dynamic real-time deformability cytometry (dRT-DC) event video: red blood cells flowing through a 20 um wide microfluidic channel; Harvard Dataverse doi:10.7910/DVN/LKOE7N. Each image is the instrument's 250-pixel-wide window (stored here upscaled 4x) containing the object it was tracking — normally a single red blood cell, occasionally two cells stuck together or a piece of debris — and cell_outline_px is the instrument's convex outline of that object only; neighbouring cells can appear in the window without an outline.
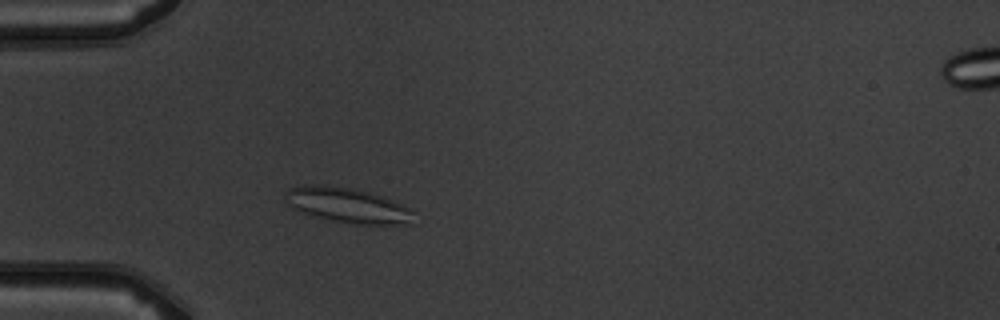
{"species": "common noctule bat (a hibernating species)", "species_latin": "Nyctalus noctula", "temperature_condition": "warm", "stored_images_in_passage": 2, "camera_frame_rate_fps": 3000, "um_per_image_px": 0.085, "animal": {"sex": "male", "body_mass_g": 19.5, "forearm_length_mm": 54.6}, "frame": {"image": 1, "passage_image": 2, "time_ms": 2.0, "image_size_px": [1000, 320], "cell_outline_px": [[412, 224], [356, 224], [332, 220], [312, 216], [300, 212], [292, 208], [284, 200], [284, 192], [288, 188], [304, 184], [324, 184], [352, 188], [368, 192], [404, 204], [412, 208]], "centroid_in_image_um": [29.48, 17.43], "position_along_channel_um": 55.5, "area_um2": 26.53}}